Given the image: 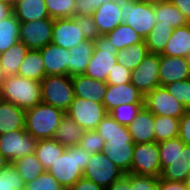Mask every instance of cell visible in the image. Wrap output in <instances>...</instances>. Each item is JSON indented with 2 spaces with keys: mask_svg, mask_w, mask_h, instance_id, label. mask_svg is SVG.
<instances>
[{
  "mask_svg": "<svg viewBox=\"0 0 190 190\" xmlns=\"http://www.w3.org/2000/svg\"><path fill=\"white\" fill-rule=\"evenodd\" d=\"M0 99L28 110L42 102L41 83L18 74L6 76L0 86Z\"/></svg>",
  "mask_w": 190,
  "mask_h": 190,
  "instance_id": "1",
  "label": "cell"
},
{
  "mask_svg": "<svg viewBox=\"0 0 190 190\" xmlns=\"http://www.w3.org/2000/svg\"><path fill=\"white\" fill-rule=\"evenodd\" d=\"M91 155L84 152L79 145L66 147L65 152L58 158L49 172L65 189L71 188L80 178L91 160Z\"/></svg>",
  "mask_w": 190,
  "mask_h": 190,
  "instance_id": "2",
  "label": "cell"
},
{
  "mask_svg": "<svg viewBox=\"0 0 190 190\" xmlns=\"http://www.w3.org/2000/svg\"><path fill=\"white\" fill-rule=\"evenodd\" d=\"M65 114L61 109L41 102L25 110V130L38 140L53 139Z\"/></svg>",
  "mask_w": 190,
  "mask_h": 190,
  "instance_id": "3",
  "label": "cell"
},
{
  "mask_svg": "<svg viewBox=\"0 0 190 190\" xmlns=\"http://www.w3.org/2000/svg\"><path fill=\"white\" fill-rule=\"evenodd\" d=\"M118 3L123 23L131 26L144 40L157 23L154 3L141 0H126Z\"/></svg>",
  "mask_w": 190,
  "mask_h": 190,
  "instance_id": "4",
  "label": "cell"
},
{
  "mask_svg": "<svg viewBox=\"0 0 190 190\" xmlns=\"http://www.w3.org/2000/svg\"><path fill=\"white\" fill-rule=\"evenodd\" d=\"M40 83L42 102L66 113L75 98L71 76L49 75L45 76Z\"/></svg>",
  "mask_w": 190,
  "mask_h": 190,
  "instance_id": "5",
  "label": "cell"
},
{
  "mask_svg": "<svg viewBox=\"0 0 190 190\" xmlns=\"http://www.w3.org/2000/svg\"><path fill=\"white\" fill-rule=\"evenodd\" d=\"M94 53L91 56L84 75L98 81H107V76L117 63V50L105 35L94 40Z\"/></svg>",
  "mask_w": 190,
  "mask_h": 190,
  "instance_id": "6",
  "label": "cell"
},
{
  "mask_svg": "<svg viewBox=\"0 0 190 190\" xmlns=\"http://www.w3.org/2000/svg\"><path fill=\"white\" fill-rule=\"evenodd\" d=\"M38 139L26 130H16L0 135V153L10 162L35 152Z\"/></svg>",
  "mask_w": 190,
  "mask_h": 190,
  "instance_id": "7",
  "label": "cell"
},
{
  "mask_svg": "<svg viewBox=\"0 0 190 190\" xmlns=\"http://www.w3.org/2000/svg\"><path fill=\"white\" fill-rule=\"evenodd\" d=\"M108 113L101 103L75 97L66 115L85 131L96 130L98 124Z\"/></svg>",
  "mask_w": 190,
  "mask_h": 190,
  "instance_id": "8",
  "label": "cell"
},
{
  "mask_svg": "<svg viewBox=\"0 0 190 190\" xmlns=\"http://www.w3.org/2000/svg\"><path fill=\"white\" fill-rule=\"evenodd\" d=\"M131 174H140L155 178L160 177V154L157 142L134 145Z\"/></svg>",
  "mask_w": 190,
  "mask_h": 190,
  "instance_id": "9",
  "label": "cell"
},
{
  "mask_svg": "<svg viewBox=\"0 0 190 190\" xmlns=\"http://www.w3.org/2000/svg\"><path fill=\"white\" fill-rule=\"evenodd\" d=\"M160 54L149 53L143 61L132 70L130 82L145 96L160 86Z\"/></svg>",
  "mask_w": 190,
  "mask_h": 190,
  "instance_id": "10",
  "label": "cell"
},
{
  "mask_svg": "<svg viewBox=\"0 0 190 190\" xmlns=\"http://www.w3.org/2000/svg\"><path fill=\"white\" fill-rule=\"evenodd\" d=\"M144 106L154 115L180 119L187 109L164 86L156 87L144 96Z\"/></svg>",
  "mask_w": 190,
  "mask_h": 190,
  "instance_id": "11",
  "label": "cell"
},
{
  "mask_svg": "<svg viewBox=\"0 0 190 190\" xmlns=\"http://www.w3.org/2000/svg\"><path fill=\"white\" fill-rule=\"evenodd\" d=\"M123 174L125 173L110 161L104 152H99L91 155L83 177L106 189Z\"/></svg>",
  "mask_w": 190,
  "mask_h": 190,
  "instance_id": "12",
  "label": "cell"
},
{
  "mask_svg": "<svg viewBox=\"0 0 190 190\" xmlns=\"http://www.w3.org/2000/svg\"><path fill=\"white\" fill-rule=\"evenodd\" d=\"M54 19L20 22L19 41L28 49L39 50L52 41Z\"/></svg>",
  "mask_w": 190,
  "mask_h": 190,
  "instance_id": "13",
  "label": "cell"
},
{
  "mask_svg": "<svg viewBox=\"0 0 190 190\" xmlns=\"http://www.w3.org/2000/svg\"><path fill=\"white\" fill-rule=\"evenodd\" d=\"M87 40L75 18L54 19L51 43L65 49H71Z\"/></svg>",
  "mask_w": 190,
  "mask_h": 190,
  "instance_id": "14",
  "label": "cell"
},
{
  "mask_svg": "<svg viewBox=\"0 0 190 190\" xmlns=\"http://www.w3.org/2000/svg\"><path fill=\"white\" fill-rule=\"evenodd\" d=\"M144 104V96L131 82L122 85H107L103 105L107 113L119 105Z\"/></svg>",
  "mask_w": 190,
  "mask_h": 190,
  "instance_id": "15",
  "label": "cell"
},
{
  "mask_svg": "<svg viewBox=\"0 0 190 190\" xmlns=\"http://www.w3.org/2000/svg\"><path fill=\"white\" fill-rule=\"evenodd\" d=\"M159 77L160 86L189 79L190 66L188 59L184 57L160 55Z\"/></svg>",
  "mask_w": 190,
  "mask_h": 190,
  "instance_id": "16",
  "label": "cell"
},
{
  "mask_svg": "<svg viewBox=\"0 0 190 190\" xmlns=\"http://www.w3.org/2000/svg\"><path fill=\"white\" fill-rule=\"evenodd\" d=\"M45 67L46 76L68 75L69 50L53 43L39 49Z\"/></svg>",
  "mask_w": 190,
  "mask_h": 190,
  "instance_id": "17",
  "label": "cell"
},
{
  "mask_svg": "<svg viewBox=\"0 0 190 190\" xmlns=\"http://www.w3.org/2000/svg\"><path fill=\"white\" fill-rule=\"evenodd\" d=\"M154 120L155 115L143 106L127 127L134 144L155 142Z\"/></svg>",
  "mask_w": 190,
  "mask_h": 190,
  "instance_id": "18",
  "label": "cell"
},
{
  "mask_svg": "<svg viewBox=\"0 0 190 190\" xmlns=\"http://www.w3.org/2000/svg\"><path fill=\"white\" fill-rule=\"evenodd\" d=\"M71 78L75 97L103 104V97L107 91L106 82L94 80L84 74Z\"/></svg>",
  "mask_w": 190,
  "mask_h": 190,
  "instance_id": "19",
  "label": "cell"
},
{
  "mask_svg": "<svg viewBox=\"0 0 190 190\" xmlns=\"http://www.w3.org/2000/svg\"><path fill=\"white\" fill-rule=\"evenodd\" d=\"M190 173V146L179 138V157L171 161V165L166 166L160 175L161 179L168 181L188 182Z\"/></svg>",
  "mask_w": 190,
  "mask_h": 190,
  "instance_id": "20",
  "label": "cell"
},
{
  "mask_svg": "<svg viewBox=\"0 0 190 190\" xmlns=\"http://www.w3.org/2000/svg\"><path fill=\"white\" fill-rule=\"evenodd\" d=\"M100 35H105L123 23L121 9L116 1H109L99 6L92 13Z\"/></svg>",
  "mask_w": 190,
  "mask_h": 190,
  "instance_id": "21",
  "label": "cell"
},
{
  "mask_svg": "<svg viewBox=\"0 0 190 190\" xmlns=\"http://www.w3.org/2000/svg\"><path fill=\"white\" fill-rule=\"evenodd\" d=\"M25 110L0 99V135L25 130Z\"/></svg>",
  "mask_w": 190,
  "mask_h": 190,
  "instance_id": "22",
  "label": "cell"
},
{
  "mask_svg": "<svg viewBox=\"0 0 190 190\" xmlns=\"http://www.w3.org/2000/svg\"><path fill=\"white\" fill-rule=\"evenodd\" d=\"M94 49V41L88 39L69 49L68 76L73 77L84 74L91 56L94 53Z\"/></svg>",
  "mask_w": 190,
  "mask_h": 190,
  "instance_id": "23",
  "label": "cell"
},
{
  "mask_svg": "<svg viewBox=\"0 0 190 190\" xmlns=\"http://www.w3.org/2000/svg\"><path fill=\"white\" fill-rule=\"evenodd\" d=\"M12 9L14 16L20 22L37 21L50 17L45 0H17Z\"/></svg>",
  "mask_w": 190,
  "mask_h": 190,
  "instance_id": "24",
  "label": "cell"
},
{
  "mask_svg": "<svg viewBox=\"0 0 190 190\" xmlns=\"http://www.w3.org/2000/svg\"><path fill=\"white\" fill-rule=\"evenodd\" d=\"M134 143H105L104 154L124 173H131Z\"/></svg>",
  "mask_w": 190,
  "mask_h": 190,
  "instance_id": "25",
  "label": "cell"
},
{
  "mask_svg": "<svg viewBox=\"0 0 190 190\" xmlns=\"http://www.w3.org/2000/svg\"><path fill=\"white\" fill-rule=\"evenodd\" d=\"M96 131L104 139L105 143H133L128 128L117 123L109 114L98 124Z\"/></svg>",
  "mask_w": 190,
  "mask_h": 190,
  "instance_id": "26",
  "label": "cell"
},
{
  "mask_svg": "<svg viewBox=\"0 0 190 190\" xmlns=\"http://www.w3.org/2000/svg\"><path fill=\"white\" fill-rule=\"evenodd\" d=\"M190 53V23L175 28L164 51L160 55L187 58Z\"/></svg>",
  "mask_w": 190,
  "mask_h": 190,
  "instance_id": "27",
  "label": "cell"
},
{
  "mask_svg": "<svg viewBox=\"0 0 190 190\" xmlns=\"http://www.w3.org/2000/svg\"><path fill=\"white\" fill-rule=\"evenodd\" d=\"M156 24L171 25L173 29L189 24L186 17L170 1H160L154 3Z\"/></svg>",
  "mask_w": 190,
  "mask_h": 190,
  "instance_id": "28",
  "label": "cell"
},
{
  "mask_svg": "<svg viewBox=\"0 0 190 190\" xmlns=\"http://www.w3.org/2000/svg\"><path fill=\"white\" fill-rule=\"evenodd\" d=\"M84 133L85 130L65 114L53 139L65 147L77 146Z\"/></svg>",
  "mask_w": 190,
  "mask_h": 190,
  "instance_id": "29",
  "label": "cell"
},
{
  "mask_svg": "<svg viewBox=\"0 0 190 190\" xmlns=\"http://www.w3.org/2000/svg\"><path fill=\"white\" fill-rule=\"evenodd\" d=\"M17 74L26 79H32L37 82L42 81L46 73L40 50L29 49Z\"/></svg>",
  "mask_w": 190,
  "mask_h": 190,
  "instance_id": "30",
  "label": "cell"
},
{
  "mask_svg": "<svg viewBox=\"0 0 190 190\" xmlns=\"http://www.w3.org/2000/svg\"><path fill=\"white\" fill-rule=\"evenodd\" d=\"M65 149L66 147L55 139H40L38 140L34 154L45 171H48L54 162L65 152Z\"/></svg>",
  "mask_w": 190,
  "mask_h": 190,
  "instance_id": "31",
  "label": "cell"
},
{
  "mask_svg": "<svg viewBox=\"0 0 190 190\" xmlns=\"http://www.w3.org/2000/svg\"><path fill=\"white\" fill-rule=\"evenodd\" d=\"M29 49L24 43L18 41L7 51L0 54V64L6 76L16 75Z\"/></svg>",
  "mask_w": 190,
  "mask_h": 190,
  "instance_id": "32",
  "label": "cell"
},
{
  "mask_svg": "<svg viewBox=\"0 0 190 190\" xmlns=\"http://www.w3.org/2000/svg\"><path fill=\"white\" fill-rule=\"evenodd\" d=\"M148 54L149 50L146 46L145 40H143L142 42L133 44L128 48L117 50V63L132 71Z\"/></svg>",
  "mask_w": 190,
  "mask_h": 190,
  "instance_id": "33",
  "label": "cell"
},
{
  "mask_svg": "<svg viewBox=\"0 0 190 190\" xmlns=\"http://www.w3.org/2000/svg\"><path fill=\"white\" fill-rule=\"evenodd\" d=\"M20 21L12 13L0 21V54L19 41Z\"/></svg>",
  "mask_w": 190,
  "mask_h": 190,
  "instance_id": "34",
  "label": "cell"
},
{
  "mask_svg": "<svg viewBox=\"0 0 190 190\" xmlns=\"http://www.w3.org/2000/svg\"><path fill=\"white\" fill-rule=\"evenodd\" d=\"M116 50L142 42L143 39L132 29L131 26L121 23L114 30L105 34Z\"/></svg>",
  "mask_w": 190,
  "mask_h": 190,
  "instance_id": "35",
  "label": "cell"
},
{
  "mask_svg": "<svg viewBox=\"0 0 190 190\" xmlns=\"http://www.w3.org/2000/svg\"><path fill=\"white\" fill-rule=\"evenodd\" d=\"M12 165L17 169L25 184L37 179L40 174L45 172L44 167L34 153L13 161Z\"/></svg>",
  "mask_w": 190,
  "mask_h": 190,
  "instance_id": "36",
  "label": "cell"
},
{
  "mask_svg": "<svg viewBox=\"0 0 190 190\" xmlns=\"http://www.w3.org/2000/svg\"><path fill=\"white\" fill-rule=\"evenodd\" d=\"M173 30L171 25L155 24L150 34L144 39L149 53L161 54Z\"/></svg>",
  "mask_w": 190,
  "mask_h": 190,
  "instance_id": "37",
  "label": "cell"
},
{
  "mask_svg": "<svg viewBox=\"0 0 190 190\" xmlns=\"http://www.w3.org/2000/svg\"><path fill=\"white\" fill-rule=\"evenodd\" d=\"M180 119L155 115L154 135L155 142L166 141L179 135Z\"/></svg>",
  "mask_w": 190,
  "mask_h": 190,
  "instance_id": "38",
  "label": "cell"
},
{
  "mask_svg": "<svg viewBox=\"0 0 190 190\" xmlns=\"http://www.w3.org/2000/svg\"><path fill=\"white\" fill-rule=\"evenodd\" d=\"M51 18H74L76 0H45Z\"/></svg>",
  "mask_w": 190,
  "mask_h": 190,
  "instance_id": "39",
  "label": "cell"
},
{
  "mask_svg": "<svg viewBox=\"0 0 190 190\" xmlns=\"http://www.w3.org/2000/svg\"><path fill=\"white\" fill-rule=\"evenodd\" d=\"M144 104H125L112 109L108 114L119 124L128 127Z\"/></svg>",
  "mask_w": 190,
  "mask_h": 190,
  "instance_id": "40",
  "label": "cell"
},
{
  "mask_svg": "<svg viewBox=\"0 0 190 190\" xmlns=\"http://www.w3.org/2000/svg\"><path fill=\"white\" fill-rule=\"evenodd\" d=\"M24 187L25 183L12 163L0 171V190H24Z\"/></svg>",
  "mask_w": 190,
  "mask_h": 190,
  "instance_id": "41",
  "label": "cell"
},
{
  "mask_svg": "<svg viewBox=\"0 0 190 190\" xmlns=\"http://www.w3.org/2000/svg\"><path fill=\"white\" fill-rule=\"evenodd\" d=\"M158 147L162 172L166 166L171 165V161L179 157V137L159 142Z\"/></svg>",
  "mask_w": 190,
  "mask_h": 190,
  "instance_id": "42",
  "label": "cell"
},
{
  "mask_svg": "<svg viewBox=\"0 0 190 190\" xmlns=\"http://www.w3.org/2000/svg\"><path fill=\"white\" fill-rule=\"evenodd\" d=\"M78 145L88 154L103 152L105 149V141L96 130L85 131Z\"/></svg>",
  "mask_w": 190,
  "mask_h": 190,
  "instance_id": "43",
  "label": "cell"
},
{
  "mask_svg": "<svg viewBox=\"0 0 190 190\" xmlns=\"http://www.w3.org/2000/svg\"><path fill=\"white\" fill-rule=\"evenodd\" d=\"M164 87L173 98L183 104L187 110H190V78L165 85Z\"/></svg>",
  "mask_w": 190,
  "mask_h": 190,
  "instance_id": "44",
  "label": "cell"
},
{
  "mask_svg": "<svg viewBox=\"0 0 190 190\" xmlns=\"http://www.w3.org/2000/svg\"><path fill=\"white\" fill-rule=\"evenodd\" d=\"M24 190H65L47 171L25 184Z\"/></svg>",
  "mask_w": 190,
  "mask_h": 190,
  "instance_id": "45",
  "label": "cell"
},
{
  "mask_svg": "<svg viewBox=\"0 0 190 190\" xmlns=\"http://www.w3.org/2000/svg\"><path fill=\"white\" fill-rule=\"evenodd\" d=\"M130 184L134 190H158L159 178L130 173Z\"/></svg>",
  "mask_w": 190,
  "mask_h": 190,
  "instance_id": "46",
  "label": "cell"
},
{
  "mask_svg": "<svg viewBox=\"0 0 190 190\" xmlns=\"http://www.w3.org/2000/svg\"><path fill=\"white\" fill-rule=\"evenodd\" d=\"M132 71L116 63L107 76V85H122L130 82Z\"/></svg>",
  "mask_w": 190,
  "mask_h": 190,
  "instance_id": "47",
  "label": "cell"
},
{
  "mask_svg": "<svg viewBox=\"0 0 190 190\" xmlns=\"http://www.w3.org/2000/svg\"><path fill=\"white\" fill-rule=\"evenodd\" d=\"M74 18L76 22H78L79 27L81 28V31L86 39L94 41L100 36L97 25L95 24L92 15H77L74 16Z\"/></svg>",
  "mask_w": 190,
  "mask_h": 190,
  "instance_id": "48",
  "label": "cell"
},
{
  "mask_svg": "<svg viewBox=\"0 0 190 190\" xmlns=\"http://www.w3.org/2000/svg\"><path fill=\"white\" fill-rule=\"evenodd\" d=\"M112 0H76L75 14L91 16L92 13L101 5Z\"/></svg>",
  "mask_w": 190,
  "mask_h": 190,
  "instance_id": "49",
  "label": "cell"
},
{
  "mask_svg": "<svg viewBox=\"0 0 190 190\" xmlns=\"http://www.w3.org/2000/svg\"><path fill=\"white\" fill-rule=\"evenodd\" d=\"M178 137L185 145L190 146V110H187L180 118Z\"/></svg>",
  "mask_w": 190,
  "mask_h": 190,
  "instance_id": "50",
  "label": "cell"
},
{
  "mask_svg": "<svg viewBox=\"0 0 190 190\" xmlns=\"http://www.w3.org/2000/svg\"><path fill=\"white\" fill-rule=\"evenodd\" d=\"M158 190H189L188 182L168 181L159 177Z\"/></svg>",
  "mask_w": 190,
  "mask_h": 190,
  "instance_id": "51",
  "label": "cell"
},
{
  "mask_svg": "<svg viewBox=\"0 0 190 190\" xmlns=\"http://www.w3.org/2000/svg\"><path fill=\"white\" fill-rule=\"evenodd\" d=\"M68 190H105L102 186L82 177Z\"/></svg>",
  "mask_w": 190,
  "mask_h": 190,
  "instance_id": "52",
  "label": "cell"
},
{
  "mask_svg": "<svg viewBox=\"0 0 190 190\" xmlns=\"http://www.w3.org/2000/svg\"><path fill=\"white\" fill-rule=\"evenodd\" d=\"M105 190H134L130 184V173L123 174Z\"/></svg>",
  "mask_w": 190,
  "mask_h": 190,
  "instance_id": "53",
  "label": "cell"
},
{
  "mask_svg": "<svg viewBox=\"0 0 190 190\" xmlns=\"http://www.w3.org/2000/svg\"><path fill=\"white\" fill-rule=\"evenodd\" d=\"M186 17L190 23V0H168Z\"/></svg>",
  "mask_w": 190,
  "mask_h": 190,
  "instance_id": "54",
  "label": "cell"
},
{
  "mask_svg": "<svg viewBox=\"0 0 190 190\" xmlns=\"http://www.w3.org/2000/svg\"><path fill=\"white\" fill-rule=\"evenodd\" d=\"M13 13V9L11 6L6 3L0 2V21L4 18H7Z\"/></svg>",
  "mask_w": 190,
  "mask_h": 190,
  "instance_id": "55",
  "label": "cell"
},
{
  "mask_svg": "<svg viewBox=\"0 0 190 190\" xmlns=\"http://www.w3.org/2000/svg\"><path fill=\"white\" fill-rule=\"evenodd\" d=\"M11 163L0 153V171H3Z\"/></svg>",
  "mask_w": 190,
  "mask_h": 190,
  "instance_id": "56",
  "label": "cell"
},
{
  "mask_svg": "<svg viewBox=\"0 0 190 190\" xmlns=\"http://www.w3.org/2000/svg\"><path fill=\"white\" fill-rule=\"evenodd\" d=\"M17 0H0V2L6 3L7 5L14 7Z\"/></svg>",
  "mask_w": 190,
  "mask_h": 190,
  "instance_id": "57",
  "label": "cell"
},
{
  "mask_svg": "<svg viewBox=\"0 0 190 190\" xmlns=\"http://www.w3.org/2000/svg\"><path fill=\"white\" fill-rule=\"evenodd\" d=\"M4 78H5V75H4L3 71H2V67H1V64H0V86H1V83H2Z\"/></svg>",
  "mask_w": 190,
  "mask_h": 190,
  "instance_id": "58",
  "label": "cell"
},
{
  "mask_svg": "<svg viewBox=\"0 0 190 190\" xmlns=\"http://www.w3.org/2000/svg\"><path fill=\"white\" fill-rule=\"evenodd\" d=\"M141 1H146V2H150V3H157V2L165 1V0H141Z\"/></svg>",
  "mask_w": 190,
  "mask_h": 190,
  "instance_id": "59",
  "label": "cell"
},
{
  "mask_svg": "<svg viewBox=\"0 0 190 190\" xmlns=\"http://www.w3.org/2000/svg\"><path fill=\"white\" fill-rule=\"evenodd\" d=\"M187 59H188V63H189V66H190V53H189Z\"/></svg>",
  "mask_w": 190,
  "mask_h": 190,
  "instance_id": "60",
  "label": "cell"
},
{
  "mask_svg": "<svg viewBox=\"0 0 190 190\" xmlns=\"http://www.w3.org/2000/svg\"><path fill=\"white\" fill-rule=\"evenodd\" d=\"M112 1L120 2V1H126V0H112Z\"/></svg>",
  "mask_w": 190,
  "mask_h": 190,
  "instance_id": "61",
  "label": "cell"
},
{
  "mask_svg": "<svg viewBox=\"0 0 190 190\" xmlns=\"http://www.w3.org/2000/svg\"><path fill=\"white\" fill-rule=\"evenodd\" d=\"M188 184H189V190H190V179H188Z\"/></svg>",
  "mask_w": 190,
  "mask_h": 190,
  "instance_id": "62",
  "label": "cell"
}]
</instances>
